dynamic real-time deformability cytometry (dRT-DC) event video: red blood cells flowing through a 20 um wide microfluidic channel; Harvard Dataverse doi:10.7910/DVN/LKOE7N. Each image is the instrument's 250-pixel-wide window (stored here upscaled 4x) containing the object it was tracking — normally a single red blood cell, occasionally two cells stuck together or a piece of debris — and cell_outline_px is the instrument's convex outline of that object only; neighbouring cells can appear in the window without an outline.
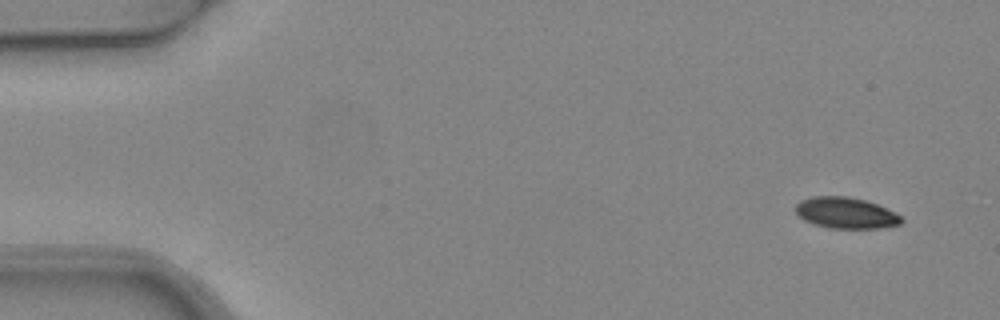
{"species": "common noctule bat (a hibernating species)", "species_latin": "Nyctalus noctula", "temperature_condition": "warm", "stored_images_in_passage": 6, "camera_frame_rate_fps": 3000, "um_per_image_px": 0.085, "animal": {"sex": "female", "body_mass_g": 24.6, "forearm_length_mm": 56.2}, "frame": {"image": 1, "passage_image": 1, "time_ms": 0.0, "image_size_px": [1000, 320], "cell_outline_px": [[904, 220], [900, 224], [880, 228], [828, 228], [804, 220], [796, 212], [796, 204], [800, 200], [812, 196], [848, 196], [864, 200], [876, 204], [896, 212]], "centroid_in_image_um": [71.9, 18.09], "position_along_channel_um": 13.1, "area_um2": 19.13}}
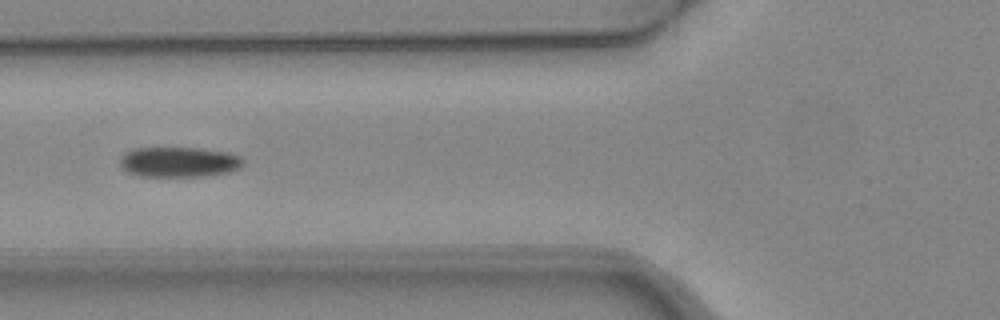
{"frame": {"image": 2, "passage_image": 5, "time_ms": 1.333, "image_size_px": [1000, 320], "cell_outline_px": [[244, 164], [240, 168], [232, 172], [204, 176], [140, 176], [128, 172], [120, 164], [120, 160], [124, 152], [132, 148], [200, 148], [228, 152], [240, 156], [244, 160]], "centroid_in_image_um": [15.25, 13.77], "position_along_channel_um": 110.5, "area_um2": 21.85}}
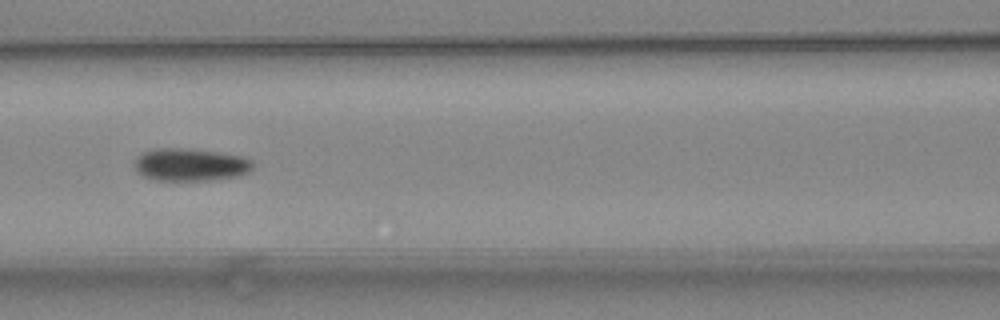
{"frame": {"image": 3, "passage_image": 6, "time_ms": 1.667, "image_size_px": [1000, 320], "cell_outline_px": [[256, 164], [252, 172], [240, 176], [212, 180], [156, 180], [144, 176], [136, 172], [136, 156], [144, 152], [156, 148], [180, 148], [216, 152], [244, 156], [252, 160]], "centroid_in_image_um": [16.26, 14.0], "position_along_channel_um": 150.3, "area_um2": 22.72}}